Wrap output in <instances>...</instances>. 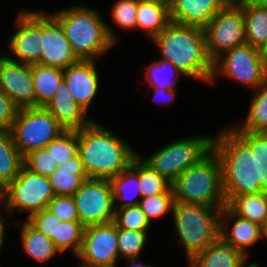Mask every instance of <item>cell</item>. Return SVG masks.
I'll list each match as a JSON object with an SVG mask.
<instances>
[{
  "instance_id": "obj_48",
  "label": "cell",
  "mask_w": 267,
  "mask_h": 267,
  "mask_svg": "<svg viewBox=\"0 0 267 267\" xmlns=\"http://www.w3.org/2000/svg\"><path fill=\"white\" fill-rule=\"evenodd\" d=\"M142 1L158 4V5H161V6H165L169 10L171 9L172 4L174 2V0H142Z\"/></svg>"
},
{
  "instance_id": "obj_4",
  "label": "cell",
  "mask_w": 267,
  "mask_h": 267,
  "mask_svg": "<svg viewBox=\"0 0 267 267\" xmlns=\"http://www.w3.org/2000/svg\"><path fill=\"white\" fill-rule=\"evenodd\" d=\"M62 25L73 53L79 60H99L118 43L117 33L99 10L84 4L51 13Z\"/></svg>"
},
{
  "instance_id": "obj_35",
  "label": "cell",
  "mask_w": 267,
  "mask_h": 267,
  "mask_svg": "<svg viewBox=\"0 0 267 267\" xmlns=\"http://www.w3.org/2000/svg\"><path fill=\"white\" fill-rule=\"evenodd\" d=\"M44 148L59 166L78 154V130H65Z\"/></svg>"
},
{
  "instance_id": "obj_51",
  "label": "cell",
  "mask_w": 267,
  "mask_h": 267,
  "mask_svg": "<svg viewBox=\"0 0 267 267\" xmlns=\"http://www.w3.org/2000/svg\"><path fill=\"white\" fill-rule=\"evenodd\" d=\"M0 204H1V209L5 210V204H4V196H0ZM0 209V210H1ZM1 212V211H0ZM3 216L1 213H0V217Z\"/></svg>"
},
{
  "instance_id": "obj_20",
  "label": "cell",
  "mask_w": 267,
  "mask_h": 267,
  "mask_svg": "<svg viewBox=\"0 0 267 267\" xmlns=\"http://www.w3.org/2000/svg\"><path fill=\"white\" fill-rule=\"evenodd\" d=\"M45 108L65 130H80L94 120L89 118V113L76 102L64 80L60 82L54 97Z\"/></svg>"
},
{
  "instance_id": "obj_39",
  "label": "cell",
  "mask_w": 267,
  "mask_h": 267,
  "mask_svg": "<svg viewBox=\"0 0 267 267\" xmlns=\"http://www.w3.org/2000/svg\"><path fill=\"white\" fill-rule=\"evenodd\" d=\"M138 0H117L111 8L112 20L123 30L137 29Z\"/></svg>"
},
{
  "instance_id": "obj_37",
  "label": "cell",
  "mask_w": 267,
  "mask_h": 267,
  "mask_svg": "<svg viewBox=\"0 0 267 267\" xmlns=\"http://www.w3.org/2000/svg\"><path fill=\"white\" fill-rule=\"evenodd\" d=\"M175 199L173 193H162L141 198L139 206L152 224L153 219L160 218L173 211Z\"/></svg>"
},
{
  "instance_id": "obj_43",
  "label": "cell",
  "mask_w": 267,
  "mask_h": 267,
  "mask_svg": "<svg viewBox=\"0 0 267 267\" xmlns=\"http://www.w3.org/2000/svg\"><path fill=\"white\" fill-rule=\"evenodd\" d=\"M19 108L0 90V130H11Z\"/></svg>"
},
{
  "instance_id": "obj_17",
  "label": "cell",
  "mask_w": 267,
  "mask_h": 267,
  "mask_svg": "<svg viewBox=\"0 0 267 267\" xmlns=\"http://www.w3.org/2000/svg\"><path fill=\"white\" fill-rule=\"evenodd\" d=\"M96 60H78L63 69V80L76 102L88 113L99 90Z\"/></svg>"
},
{
  "instance_id": "obj_53",
  "label": "cell",
  "mask_w": 267,
  "mask_h": 267,
  "mask_svg": "<svg viewBox=\"0 0 267 267\" xmlns=\"http://www.w3.org/2000/svg\"><path fill=\"white\" fill-rule=\"evenodd\" d=\"M0 196H4L3 191L0 189Z\"/></svg>"
},
{
  "instance_id": "obj_11",
  "label": "cell",
  "mask_w": 267,
  "mask_h": 267,
  "mask_svg": "<svg viewBox=\"0 0 267 267\" xmlns=\"http://www.w3.org/2000/svg\"><path fill=\"white\" fill-rule=\"evenodd\" d=\"M206 51L212 62L225 52L246 44L243 9L231 1L203 28Z\"/></svg>"
},
{
  "instance_id": "obj_14",
  "label": "cell",
  "mask_w": 267,
  "mask_h": 267,
  "mask_svg": "<svg viewBox=\"0 0 267 267\" xmlns=\"http://www.w3.org/2000/svg\"><path fill=\"white\" fill-rule=\"evenodd\" d=\"M16 28L8 39L7 58L25 64H40L42 54L43 11L22 10L16 15Z\"/></svg>"
},
{
  "instance_id": "obj_7",
  "label": "cell",
  "mask_w": 267,
  "mask_h": 267,
  "mask_svg": "<svg viewBox=\"0 0 267 267\" xmlns=\"http://www.w3.org/2000/svg\"><path fill=\"white\" fill-rule=\"evenodd\" d=\"M213 136L197 135L165 144L149 157L141 159L171 183L211 150Z\"/></svg>"
},
{
  "instance_id": "obj_41",
  "label": "cell",
  "mask_w": 267,
  "mask_h": 267,
  "mask_svg": "<svg viewBox=\"0 0 267 267\" xmlns=\"http://www.w3.org/2000/svg\"><path fill=\"white\" fill-rule=\"evenodd\" d=\"M47 209L61 221H79L73 196L55 195L50 200Z\"/></svg>"
},
{
  "instance_id": "obj_47",
  "label": "cell",
  "mask_w": 267,
  "mask_h": 267,
  "mask_svg": "<svg viewBox=\"0 0 267 267\" xmlns=\"http://www.w3.org/2000/svg\"><path fill=\"white\" fill-rule=\"evenodd\" d=\"M3 216H1L0 217V251L2 250L1 248H3V246H4V241H5V223L6 222H4V219L6 220V218L4 217V218H2ZM1 253V252H0Z\"/></svg>"
},
{
  "instance_id": "obj_5",
  "label": "cell",
  "mask_w": 267,
  "mask_h": 267,
  "mask_svg": "<svg viewBox=\"0 0 267 267\" xmlns=\"http://www.w3.org/2000/svg\"><path fill=\"white\" fill-rule=\"evenodd\" d=\"M175 202L225 207L222 166L212 149L198 163L189 167L172 183Z\"/></svg>"
},
{
  "instance_id": "obj_42",
  "label": "cell",
  "mask_w": 267,
  "mask_h": 267,
  "mask_svg": "<svg viewBox=\"0 0 267 267\" xmlns=\"http://www.w3.org/2000/svg\"><path fill=\"white\" fill-rule=\"evenodd\" d=\"M37 230L53 240L57 237L58 218L47 208L26 218Z\"/></svg>"
},
{
  "instance_id": "obj_3",
  "label": "cell",
  "mask_w": 267,
  "mask_h": 267,
  "mask_svg": "<svg viewBox=\"0 0 267 267\" xmlns=\"http://www.w3.org/2000/svg\"><path fill=\"white\" fill-rule=\"evenodd\" d=\"M153 42L160 59L172 62L183 77L210 84L213 62L206 51L203 28L170 22Z\"/></svg>"
},
{
  "instance_id": "obj_13",
  "label": "cell",
  "mask_w": 267,
  "mask_h": 267,
  "mask_svg": "<svg viewBox=\"0 0 267 267\" xmlns=\"http://www.w3.org/2000/svg\"><path fill=\"white\" fill-rule=\"evenodd\" d=\"M79 221L86 227L114 219V199L109 179L88 178L73 195Z\"/></svg>"
},
{
  "instance_id": "obj_9",
  "label": "cell",
  "mask_w": 267,
  "mask_h": 267,
  "mask_svg": "<svg viewBox=\"0 0 267 267\" xmlns=\"http://www.w3.org/2000/svg\"><path fill=\"white\" fill-rule=\"evenodd\" d=\"M220 75L254 91L267 79V61L258 48L245 44L225 52L213 62L210 84Z\"/></svg>"
},
{
  "instance_id": "obj_10",
  "label": "cell",
  "mask_w": 267,
  "mask_h": 267,
  "mask_svg": "<svg viewBox=\"0 0 267 267\" xmlns=\"http://www.w3.org/2000/svg\"><path fill=\"white\" fill-rule=\"evenodd\" d=\"M10 131L24 156L32 150L44 148L65 129L45 107H31L18 110Z\"/></svg>"
},
{
  "instance_id": "obj_15",
  "label": "cell",
  "mask_w": 267,
  "mask_h": 267,
  "mask_svg": "<svg viewBox=\"0 0 267 267\" xmlns=\"http://www.w3.org/2000/svg\"><path fill=\"white\" fill-rule=\"evenodd\" d=\"M0 90L19 108L36 107L31 64L0 57Z\"/></svg>"
},
{
  "instance_id": "obj_27",
  "label": "cell",
  "mask_w": 267,
  "mask_h": 267,
  "mask_svg": "<svg viewBox=\"0 0 267 267\" xmlns=\"http://www.w3.org/2000/svg\"><path fill=\"white\" fill-rule=\"evenodd\" d=\"M226 206L235 215L263 226L267 219V192L233 196Z\"/></svg>"
},
{
  "instance_id": "obj_22",
  "label": "cell",
  "mask_w": 267,
  "mask_h": 267,
  "mask_svg": "<svg viewBox=\"0 0 267 267\" xmlns=\"http://www.w3.org/2000/svg\"><path fill=\"white\" fill-rule=\"evenodd\" d=\"M114 199V209L139 205V154L131 165L115 177L109 179Z\"/></svg>"
},
{
  "instance_id": "obj_21",
  "label": "cell",
  "mask_w": 267,
  "mask_h": 267,
  "mask_svg": "<svg viewBox=\"0 0 267 267\" xmlns=\"http://www.w3.org/2000/svg\"><path fill=\"white\" fill-rule=\"evenodd\" d=\"M248 261L242 252L219 238L205 250L195 254L188 261V267H246Z\"/></svg>"
},
{
  "instance_id": "obj_6",
  "label": "cell",
  "mask_w": 267,
  "mask_h": 267,
  "mask_svg": "<svg viewBox=\"0 0 267 267\" xmlns=\"http://www.w3.org/2000/svg\"><path fill=\"white\" fill-rule=\"evenodd\" d=\"M222 208L175 202L172 217L187 262L220 238Z\"/></svg>"
},
{
  "instance_id": "obj_31",
  "label": "cell",
  "mask_w": 267,
  "mask_h": 267,
  "mask_svg": "<svg viewBox=\"0 0 267 267\" xmlns=\"http://www.w3.org/2000/svg\"><path fill=\"white\" fill-rule=\"evenodd\" d=\"M143 73L145 75L144 81H147L146 83L149 84L150 88L166 90L176 89L178 78L183 76L172 62L158 58L154 59Z\"/></svg>"
},
{
  "instance_id": "obj_30",
  "label": "cell",
  "mask_w": 267,
  "mask_h": 267,
  "mask_svg": "<svg viewBox=\"0 0 267 267\" xmlns=\"http://www.w3.org/2000/svg\"><path fill=\"white\" fill-rule=\"evenodd\" d=\"M243 9L246 44L260 49L267 40V7Z\"/></svg>"
},
{
  "instance_id": "obj_16",
  "label": "cell",
  "mask_w": 267,
  "mask_h": 267,
  "mask_svg": "<svg viewBox=\"0 0 267 267\" xmlns=\"http://www.w3.org/2000/svg\"><path fill=\"white\" fill-rule=\"evenodd\" d=\"M43 35L40 64L65 69L79 60L71 49L62 25L50 12H43Z\"/></svg>"
},
{
  "instance_id": "obj_46",
  "label": "cell",
  "mask_w": 267,
  "mask_h": 267,
  "mask_svg": "<svg viewBox=\"0 0 267 267\" xmlns=\"http://www.w3.org/2000/svg\"><path fill=\"white\" fill-rule=\"evenodd\" d=\"M128 263L127 267H153L151 264H145L139 258L125 259Z\"/></svg>"
},
{
  "instance_id": "obj_19",
  "label": "cell",
  "mask_w": 267,
  "mask_h": 267,
  "mask_svg": "<svg viewBox=\"0 0 267 267\" xmlns=\"http://www.w3.org/2000/svg\"><path fill=\"white\" fill-rule=\"evenodd\" d=\"M231 0H174L171 22L204 28Z\"/></svg>"
},
{
  "instance_id": "obj_25",
  "label": "cell",
  "mask_w": 267,
  "mask_h": 267,
  "mask_svg": "<svg viewBox=\"0 0 267 267\" xmlns=\"http://www.w3.org/2000/svg\"><path fill=\"white\" fill-rule=\"evenodd\" d=\"M24 166L10 130H0V189L3 191Z\"/></svg>"
},
{
  "instance_id": "obj_28",
  "label": "cell",
  "mask_w": 267,
  "mask_h": 267,
  "mask_svg": "<svg viewBox=\"0 0 267 267\" xmlns=\"http://www.w3.org/2000/svg\"><path fill=\"white\" fill-rule=\"evenodd\" d=\"M171 22L170 10L158 4L138 0L137 29L152 40Z\"/></svg>"
},
{
  "instance_id": "obj_24",
  "label": "cell",
  "mask_w": 267,
  "mask_h": 267,
  "mask_svg": "<svg viewBox=\"0 0 267 267\" xmlns=\"http://www.w3.org/2000/svg\"><path fill=\"white\" fill-rule=\"evenodd\" d=\"M23 221L15 224L19 227L21 225L19 239L23 252L38 264L47 263L57 256L60 251L56 248L53 240L37 230L27 219Z\"/></svg>"
},
{
  "instance_id": "obj_12",
  "label": "cell",
  "mask_w": 267,
  "mask_h": 267,
  "mask_svg": "<svg viewBox=\"0 0 267 267\" xmlns=\"http://www.w3.org/2000/svg\"><path fill=\"white\" fill-rule=\"evenodd\" d=\"M81 267H117L118 228L113 221L84 228L80 252Z\"/></svg>"
},
{
  "instance_id": "obj_44",
  "label": "cell",
  "mask_w": 267,
  "mask_h": 267,
  "mask_svg": "<svg viewBox=\"0 0 267 267\" xmlns=\"http://www.w3.org/2000/svg\"><path fill=\"white\" fill-rule=\"evenodd\" d=\"M153 90V99L156 100L155 102H160L163 104V106H167L169 103L174 102L175 98L177 97V89H158V88H152ZM159 97H161V100L159 101Z\"/></svg>"
},
{
  "instance_id": "obj_18",
  "label": "cell",
  "mask_w": 267,
  "mask_h": 267,
  "mask_svg": "<svg viewBox=\"0 0 267 267\" xmlns=\"http://www.w3.org/2000/svg\"><path fill=\"white\" fill-rule=\"evenodd\" d=\"M229 222L233 224L230 226ZM220 238L249 259V248L262 239V226L235 215L225 206L220 215Z\"/></svg>"
},
{
  "instance_id": "obj_40",
  "label": "cell",
  "mask_w": 267,
  "mask_h": 267,
  "mask_svg": "<svg viewBox=\"0 0 267 267\" xmlns=\"http://www.w3.org/2000/svg\"><path fill=\"white\" fill-rule=\"evenodd\" d=\"M23 163L28 170L47 177L58 168V164L45 148L28 152L23 156Z\"/></svg>"
},
{
  "instance_id": "obj_52",
  "label": "cell",
  "mask_w": 267,
  "mask_h": 267,
  "mask_svg": "<svg viewBox=\"0 0 267 267\" xmlns=\"http://www.w3.org/2000/svg\"><path fill=\"white\" fill-rule=\"evenodd\" d=\"M246 267H260V264L257 262H253V263L248 264Z\"/></svg>"
},
{
  "instance_id": "obj_8",
  "label": "cell",
  "mask_w": 267,
  "mask_h": 267,
  "mask_svg": "<svg viewBox=\"0 0 267 267\" xmlns=\"http://www.w3.org/2000/svg\"><path fill=\"white\" fill-rule=\"evenodd\" d=\"M7 217L19 213L32 214L48 207L50 200L55 196L49 177L34 173L24 166L18 176L3 190Z\"/></svg>"
},
{
  "instance_id": "obj_45",
  "label": "cell",
  "mask_w": 267,
  "mask_h": 267,
  "mask_svg": "<svg viewBox=\"0 0 267 267\" xmlns=\"http://www.w3.org/2000/svg\"><path fill=\"white\" fill-rule=\"evenodd\" d=\"M240 7H267V0H237Z\"/></svg>"
},
{
  "instance_id": "obj_2",
  "label": "cell",
  "mask_w": 267,
  "mask_h": 267,
  "mask_svg": "<svg viewBox=\"0 0 267 267\" xmlns=\"http://www.w3.org/2000/svg\"><path fill=\"white\" fill-rule=\"evenodd\" d=\"M122 139L95 120L78 130V154L89 178L110 179L131 165L138 153Z\"/></svg>"
},
{
  "instance_id": "obj_50",
  "label": "cell",
  "mask_w": 267,
  "mask_h": 267,
  "mask_svg": "<svg viewBox=\"0 0 267 267\" xmlns=\"http://www.w3.org/2000/svg\"><path fill=\"white\" fill-rule=\"evenodd\" d=\"M262 238H265L267 240V219L264 225L262 226Z\"/></svg>"
},
{
  "instance_id": "obj_34",
  "label": "cell",
  "mask_w": 267,
  "mask_h": 267,
  "mask_svg": "<svg viewBox=\"0 0 267 267\" xmlns=\"http://www.w3.org/2000/svg\"><path fill=\"white\" fill-rule=\"evenodd\" d=\"M148 240V231L118 228V252L120 259L140 258Z\"/></svg>"
},
{
  "instance_id": "obj_26",
  "label": "cell",
  "mask_w": 267,
  "mask_h": 267,
  "mask_svg": "<svg viewBox=\"0 0 267 267\" xmlns=\"http://www.w3.org/2000/svg\"><path fill=\"white\" fill-rule=\"evenodd\" d=\"M32 80L36 95V107H45L54 97L63 81V69L42 64H31Z\"/></svg>"
},
{
  "instance_id": "obj_33",
  "label": "cell",
  "mask_w": 267,
  "mask_h": 267,
  "mask_svg": "<svg viewBox=\"0 0 267 267\" xmlns=\"http://www.w3.org/2000/svg\"><path fill=\"white\" fill-rule=\"evenodd\" d=\"M139 189L145 198L162 193H173L171 182L148 166L139 155Z\"/></svg>"
},
{
  "instance_id": "obj_36",
  "label": "cell",
  "mask_w": 267,
  "mask_h": 267,
  "mask_svg": "<svg viewBox=\"0 0 267 267\" xmlns=\"http://www.w3.org/2000/svg\"><path fill=\"white\" fill-rule=\"evenodd\" d=\"M113 222L117 228L149 231L151 223L139 205L115 209Z\"/></svg>"
},
{
  "instance_id": "obj_49",
  "label": "cell",
  "mask_w": 267,
  "mask_h": 267,
  "mask_svg": "<svg viewBox=\"0 0 267 267\" xmlns=\"http://www.w3.org/2000/svg\"><path fill=\"white\" fill-rule=\"evenodd\" d=\"M259 50L261 51L263 57L267 61V40H266L265 44Z\"/></svg>"
},
{
  "instance_id": "obj_23",
  "label": "cell",
  "mask_w": 267,
  "mask_h": 267,
  "mask_svg": "<svg viewBox=\"0 0 267 267\" xmlns=\"http://www.w3.org/2000/svg\"><path fill=\"white\" fill-rule=\"evenodd\" d=\"M55 195L73 196L89 178L79 154L62 162L49 176Z\"/></svg>"
},
{
  "instance_id": "obj_29",
  "label": "cell",
  "mask_w": 267,
  "mask_h": 267,
  "mask_svg": "<svg viewBox=\"0 0 267 267\" xmlns=\"http://www.w3.org/2000/svg\"><path fill=\"white\" fill-rule=\"evenodd\" d=\"M254 92L243 125L232 126L239 131L267 132V79Z\"/></svg>"
},
{
  "instance_id": "obj_1",
  "label": "cell",
  "mask_w": 267,
  "mask_h": 267,
  "mask_svg": "<svg viewBox=\"0 0 267 267\" xmlns=\"http://www.w3.org/2000/svg\"><path fill=\"white\" fill-rule=\"evenodd\" d=\"M212 149L221 162L226 202L236 195L263 192L257 180V158L251 153V132L226 126L213 136Z\"/></svg>"
},
{
  "instance_id": "obj_32",
  "label": "cell",
  "mask_w": 267,
  "mask_h": 267,
  "mask_svg": "<svg viewBox=\"0 0 267 267\" xmlns=\"http://www.w3.org/2000/svg\"><path fill=\"white\" fill-rule=\"evenodd\" d=\"M85 226L80 221H61L58 219L57 237L53 242L60 253L70 251L76 257L80 252Z\"/></svg>"
},
{
  "instance_id": "obj_38",
  "label": "cell",
  "mask_w": 267,
  "mask_h": 267,
  "mask_svg": "<svg viewBox=\"0 0 267 267\" xmlns=\"http://www.w3.org/2000/svg\"><path fill=\"white\" fill-rule=\"evenodd\" d=\"M251 153L257 158V180L267 192V132H251Z\"/></svg>"
}]
</instances>
